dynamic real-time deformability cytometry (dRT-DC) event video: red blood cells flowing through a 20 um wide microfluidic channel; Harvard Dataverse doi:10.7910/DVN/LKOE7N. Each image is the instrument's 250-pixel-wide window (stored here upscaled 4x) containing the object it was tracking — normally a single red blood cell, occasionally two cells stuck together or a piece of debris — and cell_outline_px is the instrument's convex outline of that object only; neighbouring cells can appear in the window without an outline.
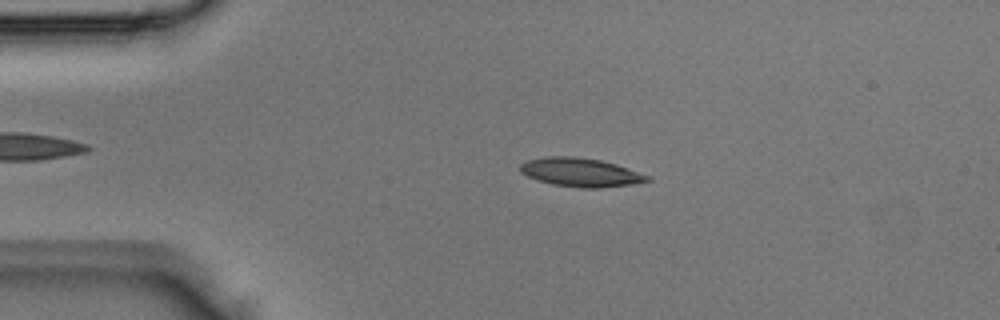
{"species": "Egyptian fruit bat (a non-hibernating species)", "species_latin": "Rousettus aegyptiacus", "temperature_condition": "room temperature", "stored_images_in_passage": 2, "camera_frame_rate_fps": 3000, "um_per_image_px": 0.085, "animal": {"sex": "male"}, "frame": {"image": 1, "passage_image": 1, "time_ms": 0.0, "image_size_px": [1000, 320], "cell_outline_px": [[652, 180], [632, 184], [600, 188], [580, 188], [552, 184], [536, 180], [520, 172], [520, 164], [528, 160], [548, 156], [576, 156], [600, 160], [616, 164], [652, 176]], "centroid_in_image_um": [49.37, 14.65], "position_along_channel_um": 35.6, "area_um2": 21.39}}